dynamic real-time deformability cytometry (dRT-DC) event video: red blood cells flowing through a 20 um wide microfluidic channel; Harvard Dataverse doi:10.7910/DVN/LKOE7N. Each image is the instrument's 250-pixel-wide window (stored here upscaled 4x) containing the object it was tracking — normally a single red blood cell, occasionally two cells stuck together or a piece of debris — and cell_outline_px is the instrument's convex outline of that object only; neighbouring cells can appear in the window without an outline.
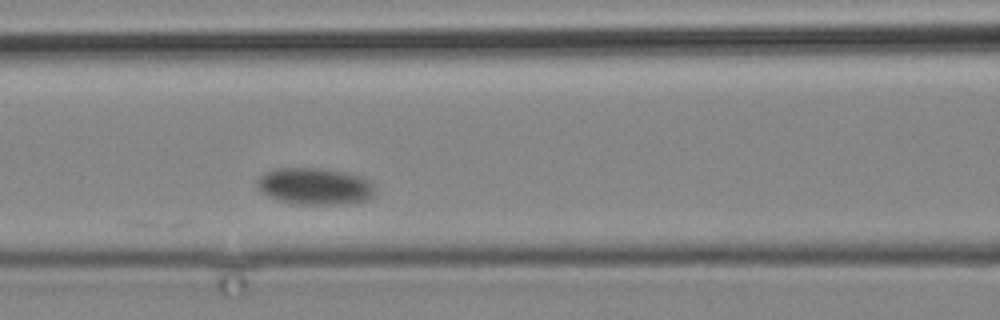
{"species": "common noctule bat (a hibernating species)", "species_latin": "Nyctalus noctula", "temperature_condition": "cold", "stored_images_in_passage": 5, "camera_frame_rate_fps": 3000, "um_per_image_px": 0.085, "animal": {"sex": "male", "body_mass_g": 19.2, "forearm_length_mm": 51.8}, "frame": {"image": 1, "passage_image": 5, "time_ms": 4.667, "image_size_px": [1000, 320], "cell_outline_px": [[372, 196], [368, 200], [344, 204], [296, 204], [280, 200], [268, 196], [260, 192], [256, 188], [256, 180], [264, 172], [276, 168], [320, 168], [348, 172], [372, 180]], "centroid_in_image_um": [26.73, 15.82], "position_along_channel_um": 139.9, "area_um2": 25.49}}